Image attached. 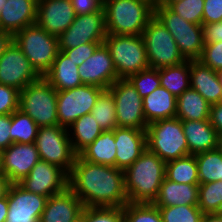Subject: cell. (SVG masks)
<instances>
[{
	"instance_id": "6da1fadb",
	"label": "cell",
	"mask_w": 222,
	"mask_h": 222,
	"mask_svg": "<svg viewBox=\"0 0 222 222\" xmlns=\"http://www.w3.org/2000/svg\"><path fill=\"white\" fill-rule=\"evenodd\" d=\"M68 187L84 207H123L128 203L124 171L76 156Z\"/></svg>"
},
{
	"instance_id": "7a4b0ae2",
	"label": "cell",
	"mask_w": 222,
	"mask_h": 222,
	"mask_svg": "<svg viewBox=\"0 0 222 222\" xmlns=\"http://www.w3.org/2000/svg\"><path fill=\"white\" fill-rule=\"evenodd\" d=\"M166 163L147 148L124 171L128 203H153L165 178Z\"/></svg>"
},
{
	"instance_id": "3957f363",
	"label": "cell",
	"mask_w": 222,
	"mask_h": 222,
	"mask_svg": "<svg viewBox=\"0 0 222 222\" xmlns=\"http://www.w3.org/2000/svg\"><path fill=\"white\" fill-rule=\"evenodd\" d=\"M106 31L111 35H142L154 17L155 0H106Z\"/></svg>"
},
{
	"instance_id": "277c9868",
	"label": "cell",
	"mask_w": 222,
	"mask_h": 222,
	"mask_svg": "<svg viewBox=\"0 0 222 222\" xmlns=\"http://www.w3.org/2000/svg\"><path fill=\"white\" fill-rule=\"evenodd\" d=\"M147 149L165 163L189 155V148L182 126L177 117L162 119L148 124Z\"/></svg>"
},
{
	"instance_id": "5b68a950",
	"label": "cell",
	"mask_w": 222,
	"mask_h": 222,
	"mask_svg": "<svg viewBox=\"0 0 222 222\" xmlns=\"http://www.w3.org/2000/svg\"><path fill=\"white\" fill-rule=\"evenodd\" d=\"M13 41L41 77L50 70L59 51L58 37L36 23L16 32Z\"/></svg>"
},
{
	"instance_id": "8992f818",
	"label": "cell",
	"mask_w": 222,
	"mask_h": 222,
	"mask_svg": "<svg viewBox=\"0 0 222 222\" xmlns=\"http://www.w3.org/2000/svg\"><path fill=\"white\" fill-rule=\"evenodd\" d=\"M104 44L110 51L119 79H127L149 68L142 35L106 34Z\"/></svg>"
},
{
	"instance_id": "52a82bcc",
	"label": "cell",
	"mask_w": 222,
	"mask_h": 222,
	"mask_svg": "<svg viewBox=\"0 0 222 222\" xmlns=\"http://www.w3.org/2000/svg\"><path fill=\"white\" fill-rule=\"evenodd\" d=\"M19 109L39 127L59 124L57 90L44 77L20 91Z\"/></svg>"
},
{
	"instance_id": "ba28073f",
	"label": "cell",
	"mask_w": 222,
	"mask_h": 222,
	"mask_svg": "<svg viewBox=\"0 0 222 222\" xmlns=\"http://www.w3.org/2000/svg\"><path fill=\"white\" fill-rule=\"evenodd\" d=\"M154 16L173 36L185 60H199L203 47L202 26L186 21L166 5H155Z\"/></svg>"
},
{
	"instance_id": "9c48e42d",
	"label": "cell",
	"mask_w": 222,
	"mask_h": 222,
	"mask_svg": "<svg viewBox=\"0 0 222 222\" xmlns=\"http://www.w3.org/2000/svg\"><path fill=\"white\" fill-rule=\"evenodd\" d=\"M149 68L161 69L186 61L165 26L154 16L142 32Z\"/></svg>"
},
{
	"instance_id": "30bf717a",
	"label": "cell",
	"mask_w": 222,
	"mask_h": 222,
	"mask_svg": "<svg viewBox=\"0 0 222 222\" xmlns=\"http://www.w3.org/2000/svg\"><path fill=\"white\" fill-rule=\"evenodd\" d=\"M34 143L42 161L59 166L68 175L71 173L77 154L72 148L67 128L59 124L39 127Z\"/></svg>"
},
{
	"instance_id": "8fae6325",
	"label": "cell",
	"mask_w": 222,
	"mask_h": 222,
	"mask_svg": "<svg viewBox=\"0 0 222 222\" xmlns=\"http://www.w3.org/2000/svg\"><path fill=\"white\" fill-rule=\"evenodd\" d=\"M103 90V88L95 85L82 84L76 88L57 91L59 125L68 128L83 115L91 113L99 94Z\"/></svg>"
},
{
	"instance_id": "7c38bea8",
	"label": "cell",
	"mask_w": 222,
	"mask_h": 222,
	"mask_svg": "<svg viewBox=\"0 0 222 222\" xmlns=\"http://www.w3.org/2000/svg\"><path fill=\"white\" fill-rule=\"evenodd\" d=\"M116 105L118 127L147 129L143 113V99L127 79L116 80L109 88Z\"/></svg>"
},
{
	"instance_id": "4fadbf2b",
	"label": "cell",
	"mask_w": 222,
	"mask_h": 222,
	"mask_svg": "<svg viewBox=\"0 0 222 222\" xmlns=\"http://www.w3.org/2000/svg\"><path fill=\"white\" fill-rule=\"evenodd\" d=\"M106 34L104 7L91 14L76 15L69 28L58 37L59 51L89 42H104Z\"/></svg>"
},
{
	"instance_id": "5bb4252c",
	"label": "cell",
	"mask_w": 222,
	"mask_h": 222,
	"mask_svg": "<svg viewBox=\"0 0 222 222\" xmlns=\"http://www.w3.org/2000/svg\"><path fill=\"white\" fill-rule=\"evenodd\" d=\"M40 78L21 49L12 41L0 57V84L21 91Z\"/></svg>"
},
{
	"instance_id": "9a60e30c",
	"label": "cell",
	"mask_w": 222,
	"mask_h": 222,
	"mask_svg": "<svg viewBox=\"0 0 222 222\" xmlns=\"http://www.w3.org/2000/svg\"><path fill=\"white\" fill-rule=\"evenodd\" d=\"M68 176L59 166L40 160L18 184L29 192L49 198L68 187Z\"/></svg>"
},
{
	"instance_id": "2e32d148",
	"label": "cell",
	"mask_w": 222,
	"mask_h": 222,
	"mask_svg": "<svg viewBox=\"0 0 222 222\" xmlns=\"http://www.w3.org/2000/svg\"><path fill=\"white\" fill-rule=\"evenodd\" d=\"M40 160L35 143H12L1 151L0 172L11 184L18 183Z\"/></svg>"
},
{
	"instance_id": "e0dca14e",
	"label": "cell",
	"mask_w": 222,
	"mask_h": 222,
	"mask_svg": "<svg viewBox=\"0 0 222 222\" xmlns=\"http://www.w3.org/2000/svg\"><path fill=\"white\" fill-rule=\"evenodd\" d=\"M82 84L108 89L119 79L109 49L101 44L95 52L78 66Z\"/></svg>"
},
{
	"instance_id": "ac0fdd59",
	"label": "cell",
	"mask_w": 222,
	"mask_h": 222,
	"mask_svg": "<svg viewBox=\"0 0 222 222\" xmlns=\"http://www.w3.org/2000/svg\"><path fill=\"white\" fill-rule=\"evenodd\" d=\"M71 0H41L37 5L36 24L59 37L75 20Z\"/></svg>"
},
{
	"instance_id": "d6986e66",
	"label": "cell",
	"mask_w": 222,
	"mask_h": 222,
	"mask_svg": "<svg viewBox=\"0 0 222 222\" xmlns=\"http://www.w3.org/2000/svg\"><path fill=\"white\" fill-rule=\"evenodd\" d=\"M113 131L116 142L115 167L125 171L147 148L146 131L126 127H116Z\"/></svg>"
},
{
	"instance_id": "ffe728a7",
	"label": "cell",
	"mask_w": 222,
	"mask_h": 222,
	"mask_svg": "<svg viewBox=\"0 0 222 222\" xmlns=\"http://www.w3.org/2000/svg\"><path fill=\"white\" fill-rule=\"evenodd\" d=\"M36 0H6L0 11V30L16 32L36 23Z\"/></svg>"
},
{
	"instance_id": "44dd1931",
	"label": "cell",
	"mask_w": 222,
	"mask_h": 222,
	"mask_svg": "<svg viewBox=\"0 0 222 222\" xmlns=\"http://www.w3.org/2000/svg\"><path fill=\"white\" fill-rule=\"evenodd\" d=\"M83 204L67 187L63 192L50 196L39 222H70L82 213Z\"/></svg>"
},
{
	"instance_id": "7402d4cb",
	"label": "cell",
	"mask_w": 222,
	"mask_h": 222,
	"mask_svg": "<svg viewBox=\"0 0 222 222\" xmlns=\"http://www.w3.org/2000/svg\"><path fill=\"white\" fill-rule=\"evenodd\" d=\"M190 88L199 92L210 105L222 101L219 72L199 60H190Z\"/></svg>"
},
{
	"instance_id": "603a6c76",
	"label": "cell",
	"mask_w": 222,
	"mask_h": 222,
	"mask_svg": "<svg viewBox=\"0 0 222 222\" xmlns=\"http://www.w3.org/2000/svg\"><path fill=\"white\" fill-rule=\"evenodd\" d=\"M182 126L189 148V155L217 149L218 133L209 119L182 120Z\"/></svg>"
},
{
	"instance_id": "cb8c5ba5",
	"label": "cell",
	"mask_w": 222,
	"mask_h": 222,
	"mask_svg": "<svg viewBox=\"0 0 222 222\" xmlns=\"http://www.w3.org/2000/svg\"><path fill=\"white\" fill-rule=\"evenodd\" d=\"M199 184L177 183L166 178L153 204L157 207L198 205Z\"/></svg>"
},
{
	"instance_id": "d4e9b609",
	"label": "cell",
	"mask_w": 222,
	"mask_h": 222,
	"mask_svg": "<svg viewBox=\"0 0 222 222\" xmlns=\"http://www.w3.org/2000/svg\"><path fill=\"white\" fill-rule=\"evenodd\" d=\"M57 91L82 85L78 65L62 51H58L50 70L43 76Z\"/></svg>"
},
{
	"instance_id": "484cf974",
	"label": "cell",
	"mask_w": 222,
	"mask_h": 222,
	"mask_svg": "<svg viewBox=\"0 0 222 222\" xmlns=\"http://www.w3.org/2000/svg\"><path fill=\"white\" fill-rule=\"evenodd\" d=\"M176 101L177 97L161 86L144 97L143 113L147 124L175 117Z\"/></svg>"
},
{
	"instance_id": "4316f807",
	"label": "cell",
	"mask_w": 222,
	"mask_h": 222,
	"mask_svg": "<svg viewBox=\"0 0 222 222\" xmlns=\"http://www.w3.org/2000/svg\"><path fill=\"white\" fill-rule=\"evenodd\" d=\"M83 160L115 167L116 142L114 131H103L90 145L78 154Z\"/></svg>"
},
{
	"instance_id": "83f0119b",
	"label": "cell",
	"mask_w": 222,
	"mask_h": 222,
	"mask_svg": "<svg viewBox=\"0 0 222 222\" xmlns=\"http://www.w3.org/2000/svg\"><path fill=\"white\" fill-rule=\"evenodd\" d=\"M210 104L196 90H185L176 101V115L180 120H205L209 119Z\"/></svg>"
},
{
	"instance_id": "f1b7e54d",
	"label": "cell",
	"mask_w": 222,
	"mask_h": 222,
	"mask_svg": "<svg viewBox=\"0 0 222 222\" xmlns=\"http://www.w3.org/2000/svg\"><path fill=\"white\" fill-rule=\"evenodd\" d=\"M67 130L72 148L77 155L103 132L91 113L77 119Z\"/></svg>"
},
{
	"instance_id": "f546056e",
	"label": "cell",
	"mask_w": 222,
	"mask_h": 222,
	"mask_svg": "<svg viewBox=\"0 0 222 222\" xmlns=\"http://www.w3.org/2000/svg\"><path fill=\"white\" fill-rule=\"evenodd\" d=\"M7 196L8 211L22 213H42L48 199L25 190L18 183L10 184Z\"/></svg>"
},
{
	"instance_id": "4dcf8cb0",
	"label": "cell",
	"mask_w": 222,
	"mask_h": 222,
	"mask_svg": "<svg viewBox=\"0 0 222 222\" xmlns=\"http://www.w3.org/2000/svg\"><path fill=\"white\" fill-rule=\"evenodd\" d=\"M161 87L174 96H180L190 88V60L183 63L159 69Z\"/></svg>"
},
{
	"instance_id": "1f68e13d",
	"label": "cell",
	"mask_w": 222,
	"mask_h": 222,
	"mask_svg": "<svg viewBox=\"0 0 222 222\" xmlns=\"http://www.w3.org/2000/svg\"><path fill=\"white\" fill-rule=\"evenodd\" d=\"M165 178L177 183L199 184L195 155L166 162Z\"/></svg>"
},
{
	"instance_id": "d6a6232c",
	"label": "cell",
	"mask_w": 222,
	"mask_h": 222,
	"mask_svg": "<svg viewBox=\"0 0 222 222\" xmlns=\"http://www.w3.org/2000/svg\"><path fill=\"white\" fill-rule=\"evenodd\" d=\"M91 114L103 131H111L118 127L116 120V105L113 94L109 89H104L99 94L91 110Z\"/></svg>"
},
{
	"instance_id": "836d02e7",
	"label": "cell",
	"mask_w": 222,
	"mask_h": 222,
	"mask_svg": "<svg viewBox=\"0 0 222 222\" xmlns=\"http://www.w3.org/2000/svg\"><path fill=\"white\" fill-rule=\"evenodd\" d=\"M199 184L222 180V153L218 150H211L195 155Z\"/></svg>"
},
{
	"instance_id": "e575fe53",
	"label": "cell",
	"mask_w": 222,
	"mask_h": 222,
	"mask_svg": "<svg viewBox=\"0 0 222 222\" xmlns=\"http://www.w3.org/2000/svg\"><path fill=\"white\" fill-rule=\"evenodd\" d=\"M38 130L35 121L20 109L11 114L10 135L13 143H34Z\"/></svg>"
},
{
	"instance_id": "d590c367",
	"label": "cell",
	"mask_w": 222,
	"mask_h": 222,
	"mask_svg": "<svg viewBox=\"0 0 222 222\" xmlns=\"http://www.w3.org/2000/svg\"><path fill=\"white\" fill-rule=\"evenodd\" d=\"M197 206L203 214L221 213L222 180L199 184Z\"/></svg>"
},
{
	"instance_id": "8d00e7d4",
	"label": "cell",
	"mask_w": 222,
	"mask_h": 222,
	"mask_svg": "<svg viewBox=\"0 0 222 222\" xmlns=\"http://www.w3.org/2000/svg\"><path fill=\"white\" fill-rule=\"evenodd\" d=\"M124 222H163L153 203H127L123 206Z\"/></svg>"
},
{
	"instance_id": "74e56055",
	"label": "cell",
	"mask_w": 222,
	"mask_h": 222,
	"mask_svg": "<svg viewBox=\"0 0 222 222\" xmlns=\"http://www.w3.org/2000/svg\"><path fill=\"white\" fill-rule=\"evenodd\" d=\"M163 222H201L203 213L197 205L158 207Z\"/></svg>"
},
{
	"instance_id": "f35d334b",
	"label": "cell",
	"mask_w": 222,
	"mask_h": 222,
	"mask_svg": "<svg viewBox=\"0 0 222 222\" xmlns=\"http://www.w3.org/2000/svg\"><path fill=\"white\" fill-rule=\"evenodd\" d=\"M127 80L136 88L142 99L161 86L159 69L154 68H148L130 75Z\"/></svg>"
},
{
	"instance_id": "ab89813d",
	"label": "cell",
	"mask_w": 222,
	"mask_h": 222,
	"mask_svg": "<svg viewBox=\"0 0 222 222\" xmlns=\"http://www.w3.org/2000/svg\"><path fill=\"white\" fill-rule=\"evenodd\" d=\"M204 0H178L168 7L186 21L202 25Z\"/></svg>"
},
{
	"instance_id": "60d3db41",
	"label": "cell",
	"mask_w": 222,
	"mask_h": 222,
	"mask_svg": "<svg viewBox=\"0 0 222 222\" xmlns=\"http://www.w3.org/2000/svg\"><path fill=\"white\" fill-rule=\"evenodd\" d=\"M87 222H124L123 207H87Z\"/></svg>"
},
{
	"instance_id": "b9f144b4",
	"label": "cell",
	"mask_w": 222,
	"mask_h": 222,
	"mask_svg": "<svg viewBox=\"0 0 222 222\" xmlns=\"http://www.w3.org/2000/svg\"><path fill=\"white\" fill-rule=\"evenodd\" d=\"M20 90L0 84V115H9L19 109Z\"/></svg>"
},
{
	"instance_id": "7bdbcfd3",
	"label": "cell",
	"mask_w": 222,
	"mask_h": 222,
	"mask_svg": "<svg viewBox=\"0 0 222 222\" xmlns=\"http://www.w3.org/2000/svg\"><path fill=\"white\" fill-rule=\"evenodd\" d=\"M199 61L217 72L222 71V41L205 43Z\"/></svg>"
},
{
	"instance_id": "ee69618b",
	"label": "cell",
	"mask_w": 222,
	"mask_h": 222,
	"mask_svg": "<svg viewBox=\"0 0 222 222\" xmlns=\"http://www.w3.org/2000/svg\"><path fill=\"white\" fill-rule=\"evenodd\" d=\"M101 44H104V42H89L72 49L63 50L62 52L75 62L76 65L80 66Z\"/></svg>"
},
{
	"instance_id": "f6af8a7d",
	"label": "cell",
	"mask_w": 222,
	"mask_h": 222,
	"mask_svg": "<svg viewBox=\"0 0 222 222\" xmlns=\"http://www.w3.org/2000/svg\"><path fill=\"white\" fill-rule=\"evenodd\" d=\"M202 24L222 21V0H204Z\"/></svg>"
},
{
	"instance_id": "bcb514c9",
	"label": "cell",
	"mask_w": 222,
	"mask_h": 222,
	"mask_svg": "<svg viewBox=\"0 0 222 222\" xmlns=\"http://www.w3.org/2000/svg\"><path fill=\"white\" fill-rule=\"evenodd\" d=\"M11 114L0 115V152L7 149L13 141L10 135Z\"/></svg>"
},
{
	"instance_id": "7dc6e473",
	"label": "cell",
	"mask_w": 222,
	"mask_h": 222,
	"mask_svg": "<svg viewBox=\"0 0 222 222\" xmlns=\"http://www.w3.org/2000/svg\"><path fill=\"white\" fill-rule=\"evenodd\" d=\"M76 15L91 14L103 6L97 0H71Z\"/></svg>"
},
{
	"instance_id": "c3c4849f",
	"label": "cell",
	"mask_w": 222,
	"mask_h": 222,
	"mask_svg": "<svg viewBox=\"0 0 222 222\" xmlns=\"http://www.w3.org/2000/svg\"><path fill=\"white\" fill-rule=\"evenodd\" d=\"M201 26L205 43L222 41V21L212 24H202Z\"/></svg>"
},
{
	"instance_id": "681fc988",
	"label": "cell",
	"mask_w": 222,
	"mask_h": 222,
	"mask_svg": "<svg viewBox=\"0 0 222 222\" xmlns=\"http://www.w3.org/2000/svg\"><path fill=\"white\" fill-rule=\"evenodd\" d=\"M42 213H22L8 211L5 222H39Z\"/></svg>"
},
{
	"instance_id": "f907efd6",
	"label": "cell",
	"mask_w": 222,
	"mask_h": 222,
	"mask_svg": "<svg viewBox=\"0 0 222 222\" xmlns=\"http://www.w3.org/2000/svg\"><path fill=\"white\" fill-rule=\"evenodd\" d=\"M209 122L217 133L222 132V101L210 106Z\"/></svg>"
},
{
	"instance_id": "816d5d0a",
	"label": "cell",
	"mask_w": 222,
	"mask_h": 222,
	"mask_svg": "<svg viewBox=\"0 0 222 222\" xmlns=\"http://www.w3.org/2000/svg\"><path fill=\"white\" fill-rule=\"evenodd\" d=\"M12 41L13 35L10 32L0 30V57Z\"/></svg>"
},
{
	"instance_id": "f5cc1de1",
	"label": "cell",
	"mask_w": 222,
	"mask_h": 222,
	"mask_svg": "<svg viewBox=\"0 0 222 222\" xmlns=\"http://www.w3.org/2000/svg\"><path fill=\"white\" fill-rule=\"evenodd\" d=\"M8 214V196L0 199V222H5Z\"/></svg>"
},
{
	"instance_id": "db71d44e",
	"label": "cell",
	"mask_w": 222,
	"mask_h": 222,
	"mask_svg": "<svg viewBox=\"0 0 222 222\" xmlns=\"http://www.w3.org/2000/svg\"><path fill=\"white\" fill-rule=\"evenodd\" d=\"M10 184L9 180L0 173V199L7 195Z\"/></svg>"
},
{
	"instance_id": "11a10c76",
	"label": "cell",
	"mask_w": 222,
	"mask_h": 222,
	"mask_svg": "<svg viewBox=\"0 0 222 222\" xmlns=\"http://www.w3.org/2000/svg\"><path fill=\"white\" fill-rule=\"evenodd\" d=\"M201 222H222V213L203 214Z\"/></svg>"
},
{
	"instance_id": "9f6ffc18",
	"label": "cell",
	"mask_w": 222,
	"mask_h": 222,
	"mask_svg": "<svg viewBox=\"0 0 222 222\" xmlns=\"http://www.w3.org/2000/svg\"><path fill=\"white\" fill-rule=\"evenodd\" d=\"M70 222H87V207H83L82 213Z\"/></svg>"
},
{
	"instance_id": "6f0895ef",
	"label": "cell",
	"mask_w": 222,
	"mask_h": 222,
	"mask_svg": "<svg viewBox=\"0 0 222 222\" xmlns=\"http://www.w3.org/2000/svg\"><path fill=\"white\" fill-rule=\"evenodd\" d=\"M178 0H155V5H166L169 6L172 2H175Z\"/></svg>"
},
{
	"instance_id": "680465c9",
	"label": "cell",
	"mask_w": 222,
	"mask_h": 222,
	"mask_svg": "<svg viewBox=\"0 0 222 222\" xmlns=\"http://www.w3.org/2000/svg\"><path fill=\"white\" fill-rule=\"evenodd\" d=\"M217 149L222 153V132L218 133Z\"/></svg>"
},
{
	"instance_id": "91938a15",
	"label": "cell",
	"mask_w": 222,
	"mask_h": 222,
	"mask_svg": "<svg viewBox=\"0 0 222 222\" xmlns=\"http://www.w3.org/2000/svg\"><path fill=\"white\" fill-rule=\"evenodd\" d=\"M6 4V0H0V11L2 10V7Z\"/></svg>"
},
{
	"instance_id": "94428289",
	"label": "cell",
	"mask_w": 222,
	"mask_h": 222,
	"mask_svg": "<svg viewBox=\"0 0 222 222\" xmlns=\"http://www.w3.org/2000/svg\"><path fill=\"white\" fill-rule=\"evenodd\" d=\"M102 6L106 3V0H97Z\"/></svg>"
},
{
	"instance_id": "6125c7cd",
	"label": "cell",
	"mask_w": 222,
	"mask_h": 222,
	"mask_svg": "<svg viewBox=\"0 0 222 222\" xmlns=\"http://www.w3.org/2000/svg\"><path fill=\"white\" fill-rule=\"evenodd\" d=\"M219 76H220V82H221V85H222V71L219 72Z\"/></svg>"
}]
</instances>
